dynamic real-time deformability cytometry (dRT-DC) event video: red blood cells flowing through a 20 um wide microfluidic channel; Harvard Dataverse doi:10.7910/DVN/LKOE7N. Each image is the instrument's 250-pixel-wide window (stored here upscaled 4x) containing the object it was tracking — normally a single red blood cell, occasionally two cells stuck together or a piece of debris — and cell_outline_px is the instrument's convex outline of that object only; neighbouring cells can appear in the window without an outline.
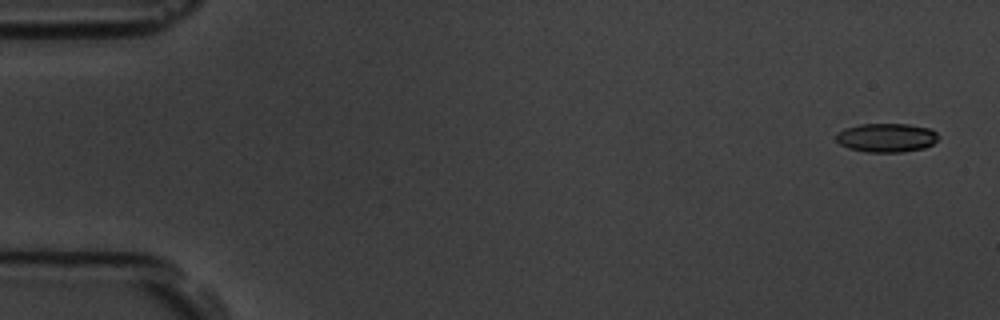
{"species": "common noctule bat (a hibernating species)", "species_latin": "Nyctalus noctula", "temperature_condition": "room temperature", "stored_images_in_passage": 6, "camera_frame_rate_fps": 3000, "um_per_image_px": 0.085, "animal": {"sex": "male", "body_mass_g": 19.5, "forearm_length_mm": 54.6}, "frame": {"image": 1, "passage_image": 1, "time_ms": 0.0, "image_size_px": [1000, 320], "cell_outline_px": [[940, 136], [932, 144], [924, 148], [900, 152], [868, 152], [848, 148], [840, 144], [836, 140], [836, 136], [844, 128], [860, 124], [908, 124], [928, 128], [936, 132]], "centroid_in_image_um": [75.35, 11.7], "position_along_channel_um": 9.6, "area_um2": 17.11}}
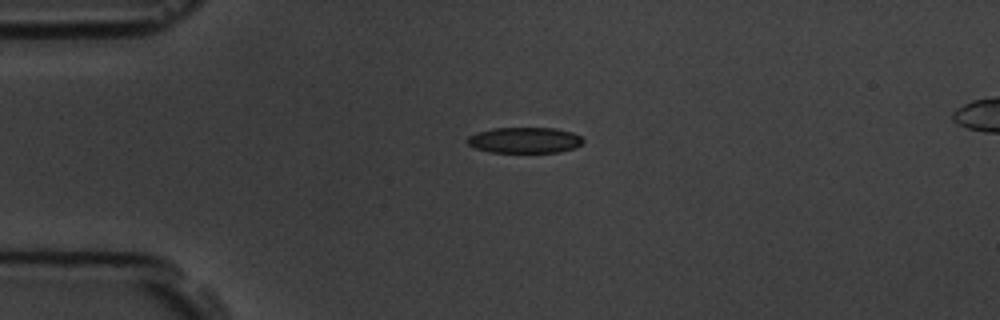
{"frame": {"image": 2, "passage_image": 4, "time_ms": 3.667, "image_size_px": [1000, 320], "cell_outline_px": [[584, 140], [576, 148], [560, 152], [488, 152], [476, 148], [468, 144], [464, 140], [468, 136], [476, 132], [492, 128], [556, 128], [572, 132], [580, 136]], "centroid_in_image_um": [44.57, 11.91], "position_along_channel_um": 40.4, "area_um2": 17.57}}